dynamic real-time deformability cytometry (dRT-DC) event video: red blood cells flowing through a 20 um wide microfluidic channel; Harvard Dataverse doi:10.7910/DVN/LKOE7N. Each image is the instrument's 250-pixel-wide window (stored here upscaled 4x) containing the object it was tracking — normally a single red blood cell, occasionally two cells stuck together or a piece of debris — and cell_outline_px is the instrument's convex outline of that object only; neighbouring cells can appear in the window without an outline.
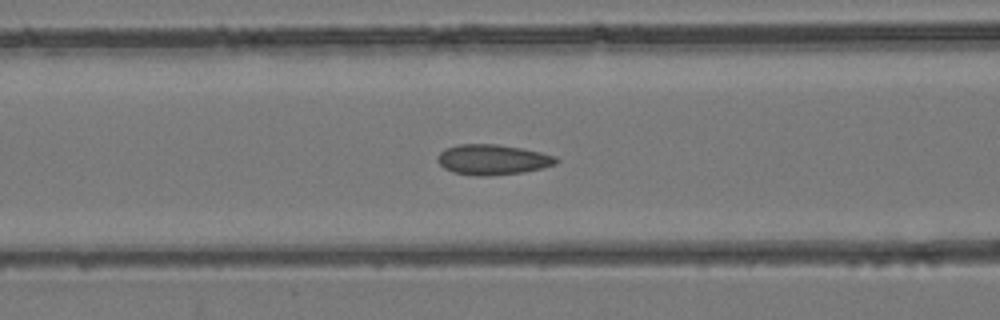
{"species": "common noctule bat (a hibernating species)", "species_latin": "Nyctalus noctula", "temperature_condition": "room temperature", "stored_images_in_passage": 24, "camera_frame_rate_fps": 3000, "um_per_image_px": 0.085, "animal": {"sex": "female", "body_mass_g": 24.6, "forearm_length_mm": 56.2}, "frame": {"image": 1, "passage_image": 6, "time_ms": 1.667, "image_size_px": [1000, 320], "cell_outline_px": [[560, 160], [556, 164], [524, 172], [488, 176], [480, 176], [452, 172], [444, 168], [436, 160], [436, 156], [444, 148], [460, 144], [496, 144], [520, 148], [540, 152], [556, 156]], "centroid_in_image_um": [41.85, 13.56], "position_along_channel_um": 124.8, "area_um2": 20.98}}
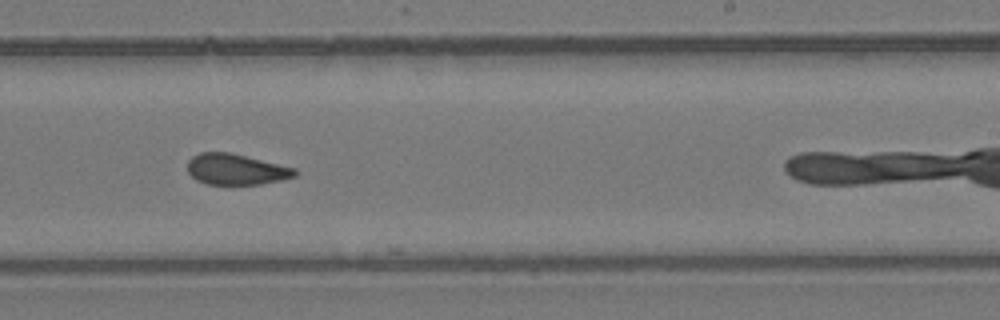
{"frame": {"image": 2, "passage_image": 15, "time_ms": 4.667, "image_size_px": [1000, 320], "cell_outline_px": [[300, 172], [296, 176], [280, 180], [260, 184], [208, 184], [196, 180], [188, 172], [188, 160], [192, 156], [200, 152], [228, 152], [296, 168]], "centroid_in_image_um": [20.07, 14.39], "position_along_channel_um": 268.9, "area_um2": 19.25}}
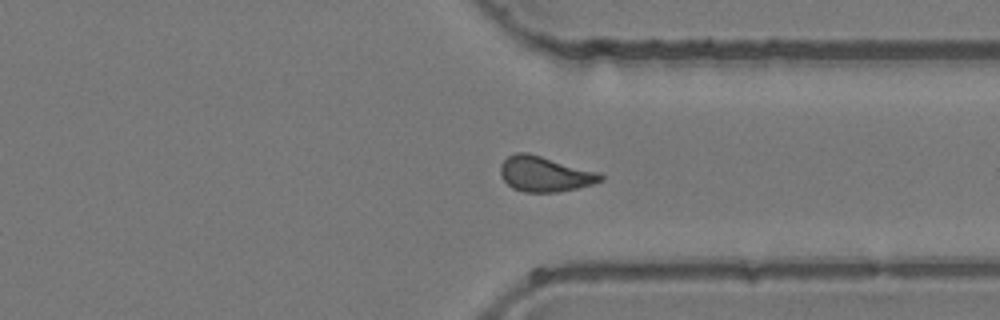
{"frame": {"image": 3, "passage_image": 21, "time_ms": 6.667, "image_size_px": [1000, 320], "cell_outline_px": [[604, 180], [592, 184], [576, 188], [556, 192], [524, 192], [512, 188], [500, 176], [500, 164], [508, 156], [516, 152], [528, 152], [600, 172], [604, 176]], "centroid_in_image_um": [46.3, 14.78], "position_along_channel_um": 365.1, "area_um2": 20.75}}